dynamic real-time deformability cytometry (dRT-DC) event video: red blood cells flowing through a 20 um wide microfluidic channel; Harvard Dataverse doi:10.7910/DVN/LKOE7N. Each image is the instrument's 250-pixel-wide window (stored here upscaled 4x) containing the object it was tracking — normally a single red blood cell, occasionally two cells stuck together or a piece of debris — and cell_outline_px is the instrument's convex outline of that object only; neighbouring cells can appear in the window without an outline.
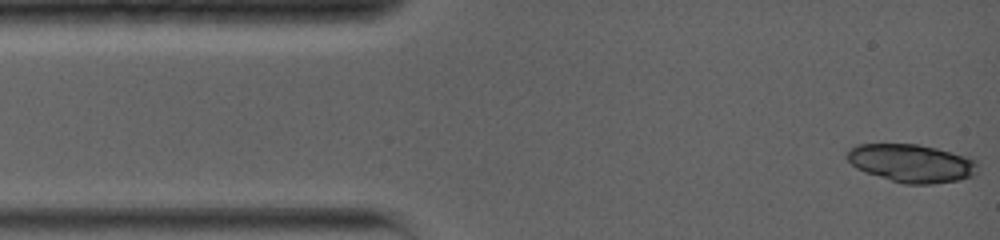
{"species": "common noctule bat (a hibernating species)", "species_latin": "Nyctalus noctula", "temperature_condition": "warm", "stored_images_in_passage": 14, "camera_frame_rate_fps": 5000, "um_per_image_px": 0.085, "animal": {"sex": "female", "body_mass_g": 19.0, "forearm_length_mm": 56.7}, "frame": {"image": 1, "passage_image": 1, "time_ms": 0.0, "image_size_px": [1000, 240], "cell_outline_px": [[976, 172], [972, 176], [960, 180], [932, 184], [904, 184], [856, 168], [844, 156], [852, 148], [860, 144], [920, 144], [936, 148], [964, 156], [972, 160], [976, 164]], "centroid_in_image_um": [77.46, 13.87], "position_along_channel_um": 7.5, "area_um2": 28.5}}